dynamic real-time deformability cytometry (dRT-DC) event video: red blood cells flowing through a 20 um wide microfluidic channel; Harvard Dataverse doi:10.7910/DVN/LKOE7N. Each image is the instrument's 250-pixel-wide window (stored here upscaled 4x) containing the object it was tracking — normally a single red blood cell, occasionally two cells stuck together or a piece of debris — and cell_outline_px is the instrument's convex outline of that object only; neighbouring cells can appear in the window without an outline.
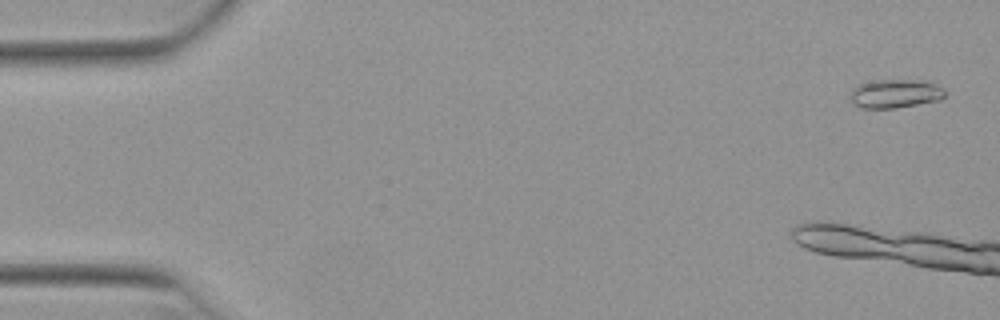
{"species": "Egyptian fruit bat (a non-hibernating species)", "species_latin": "Rousettus aegyptiacus", "temperature_condition": "warm", "stored_images_in_passage": 6, "camera_frame_rate_fps": 3000, "um_per_image_px": 0.085, "animal": {"sex": "female"}, "frame": {"image": 1, "passage_image": 2, "time_ms": 0.333, "image_size_px": [1000, 320], "cell_outline_px": [[948, 92], [940, 100], [896, 108], [860, 108], [852, 104], [848, 96], [852, 88], [856, 84], [872, 80], [936, 80]], "centroid_in_image_um": [76.12, 7.93], "position_along_channel_um": 8.9, "area_um2": 16.65}}